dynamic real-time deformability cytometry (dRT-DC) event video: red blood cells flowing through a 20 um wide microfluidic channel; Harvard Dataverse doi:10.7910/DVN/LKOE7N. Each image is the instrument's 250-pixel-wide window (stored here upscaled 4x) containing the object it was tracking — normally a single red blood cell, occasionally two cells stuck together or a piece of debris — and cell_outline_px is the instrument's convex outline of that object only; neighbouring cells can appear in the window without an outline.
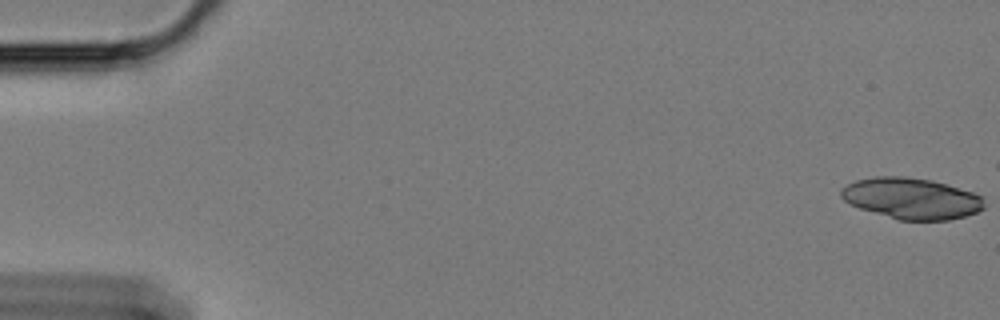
{"species": "Egyptian fruit bat (a non-hibernating species)", "species_latin": "Rousettus aegyptiacus", "temperature_condition": "cold", "stored_images_in_passage": 52, "segment_of_instrument_passage": [1, 2], "camera_frame_rate_fps": 3000, "um_per_image_px": 0.085, "animal": {"sex": "female"}, "frame": {"image": 1, "passage_image": 1, "time_ms": 0.0, "image_size_px": [1000, 320], "cell_outline_px": [[984, 208], [976, 212], [964, 216], [948, 220], [900, 220], [860, 208], [844, 200], [840, 196], [840, 188], [856, 180], [876, 176], [904, 176], [932, 180], [948, 184], [972, 192], [980, 196], [984, 200]], "centroid_in_image_um": [77.47, 16.85], "position_along_channel_um": 7.5, "area_um2": 34.16}}